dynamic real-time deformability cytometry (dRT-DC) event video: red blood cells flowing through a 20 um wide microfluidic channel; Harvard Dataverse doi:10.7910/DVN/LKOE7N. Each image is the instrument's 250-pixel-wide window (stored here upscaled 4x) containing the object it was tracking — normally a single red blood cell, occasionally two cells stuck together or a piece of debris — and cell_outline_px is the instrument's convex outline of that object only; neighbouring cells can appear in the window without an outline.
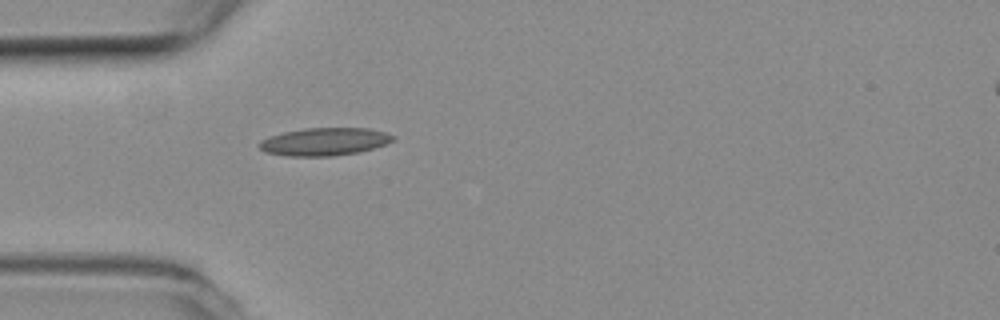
{"species": "common noctule bat (a hibernating species)", "species_latin": "Nyctalus noctula", "temperature_condition": "room temperature", "stored_images_in_passage": 2, "camera_frame_rate_fps": 3000, "um_per_image_px": 0.085, "animal": {"sex": "female", "body_mass_g": 19.3, "forearm_length_mm": 54.1}, "frame": {"image": 1, "passage_image": 1, "time_ms": 0.0, "image_size_px": [1000, 320], "cell_outline_px": [[396, 136], [392, 140], [384, 144], [360, 152], [332, 156], [288, 156], [264, 152], [260, 148], [260, 140], [284, 132], [308, 128], [368, 128], [384, 132]], "centroid_in_image_um": [27.58, 12.04], "position_along_channel_um": 57.4, "area_um2": 21.39}}